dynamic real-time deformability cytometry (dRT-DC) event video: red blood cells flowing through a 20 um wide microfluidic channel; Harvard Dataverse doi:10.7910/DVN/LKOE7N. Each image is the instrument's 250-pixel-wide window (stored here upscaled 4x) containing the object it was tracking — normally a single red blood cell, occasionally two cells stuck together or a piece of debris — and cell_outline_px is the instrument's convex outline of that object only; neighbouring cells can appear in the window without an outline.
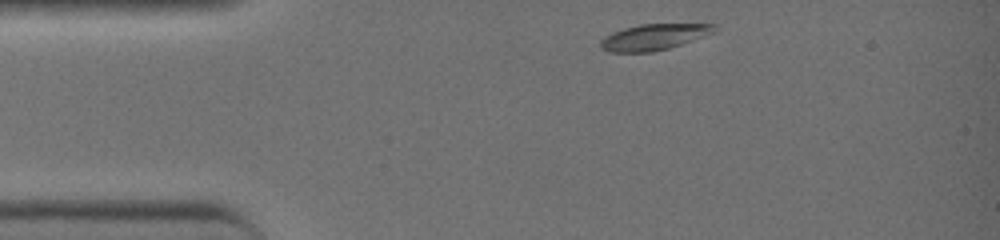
{"species": "common noctule bat (a hibernating species)", "species_latin": "Nyctalus noctula", "temperature_condition": "warm", "stored_images_in_passage": 31, "camera_frame_rate_fps": 3000, "um_per_image_px": 0.085, "animal": {"sex": "female", "body_mass_g": 19.0, "forearm_length_mm": 51.5}, "frame": {"image": 1, "passage_image": 1, "time_ms": 0.0, "image_size_px": [1000, 240], "cell_outline_px": [[720, 28], [704, 36], [668, 48], [652, 52], [608, 52], [600, 48], [600, 40], [604, 36], [612, 32], [624, 28], [640, 24], [716, 24]], "centroid_in_image_um": [55.54, 3.14], "position_along_channel_um": 29.5, "area_um2": 17.22}}
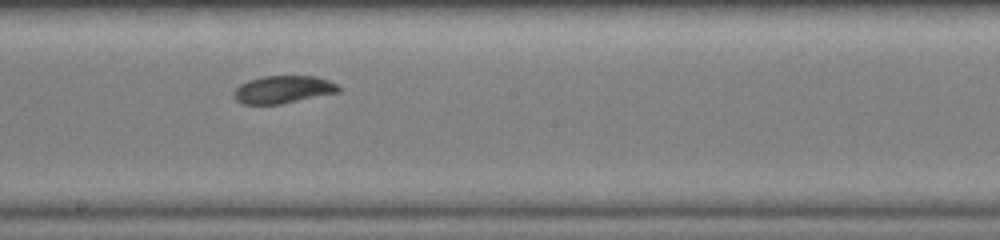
{"frame": {"image": 2, "passage_image": 17, "time_ms": 5.333, "image_size_px": [1000, 240], "cell_outline_px": [[340, 92], [280, 104], [244, 104], [236, 100], [232, 96], [232, 92], [240, 84], [248, 80], [260, 76], [316, 76], [328, 80], [336, 84], [340, 88]], "centroid_in_image_um": [24.03, 7.6], "position_along_channel_um": 224.2, "area_um2": 16.94}}
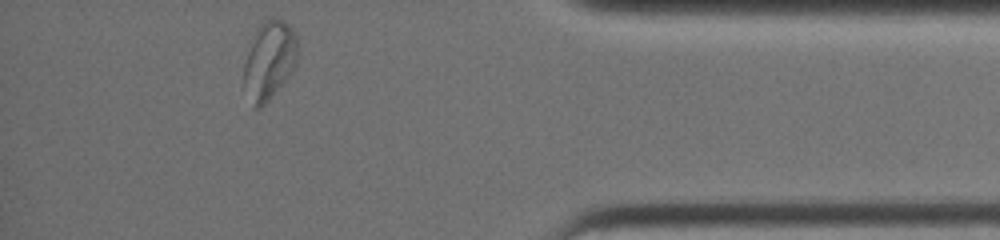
{"frame": {"image": 3, "passage_image": 31, "time_ms": 10.0, "image_size_px": [1000, 240], "cell_outline_px": [[296, 64], [288, 76], [268, 100], [260, 108], [252, 108], [244, 80], [244, 60], [256, 32], [260, 24], [264, 20], [272, 16], [284, 20], [296, 32]], "centroid_in_image_um": [22.89, 5.09], "position_along_channel_um": 412.3, "area_um2": 24.16}, "authors_computed_cell_mechanics": {"area_um2": 17.34, "velocity_mm_per_s": 4.55, "shape_relaxation_time_tau1_ms": 3.6863, "shape_relaxation_time_tau2_ms": 2.196, "deformation_change_tau1": 0.1542, "deformation_change_tau2": 0.0406}}